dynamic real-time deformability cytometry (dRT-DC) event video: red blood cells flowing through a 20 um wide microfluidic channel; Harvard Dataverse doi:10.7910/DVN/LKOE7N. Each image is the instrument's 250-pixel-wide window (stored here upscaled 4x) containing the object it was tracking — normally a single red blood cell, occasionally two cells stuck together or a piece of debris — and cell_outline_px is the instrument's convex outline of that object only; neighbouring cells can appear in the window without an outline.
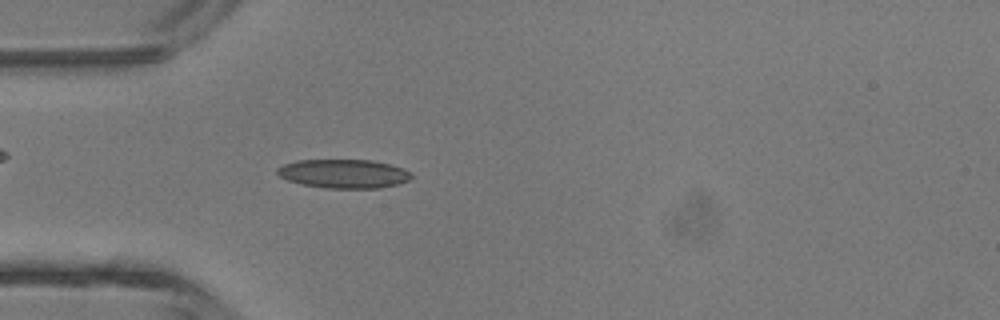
{"species": "common noctule bat (a hibernating species)", "species_latin": "Nyctalus noctula", "temperature_condition": "room temperature", "stored_images_in_passage": 2, "camera_frame_rate_fps": 3000, "um_per_image_px": 0.085, "animal": {"sex": "male", "body_mass_g": 13.3}, "frame": {"image": 1, "passage_image": 2, "time_ms": 1.333, "image_size_px": [1000, 320], "cell_outline_px": [[412, 176], [408, 180], [396, 184], [380, 188], [328, 188], [304, 184], [288, 180], [280, 176], [276, 172], [276, 168], [284, 164], [296, 160], [372, 160], [404, 168], [412, 172]], "centroid_in_image_um": [29.22, 14.75], "position_along_channel_um": 55.8, "area_um2": 22.43}}